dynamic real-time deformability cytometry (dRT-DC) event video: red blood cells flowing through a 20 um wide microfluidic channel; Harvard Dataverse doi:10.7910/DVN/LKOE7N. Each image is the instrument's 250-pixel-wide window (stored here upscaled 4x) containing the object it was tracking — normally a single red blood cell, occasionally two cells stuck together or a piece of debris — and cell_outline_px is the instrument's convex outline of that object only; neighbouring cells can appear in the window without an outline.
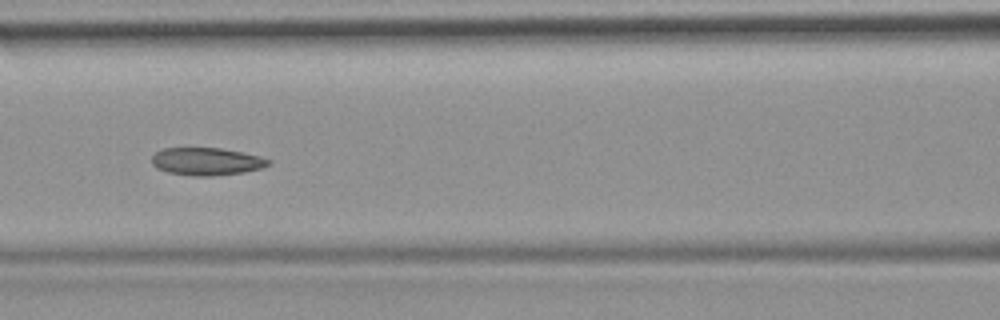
{"species": "common noctule bat (a hibernating species)", "species_latin": "Nyctalus noctula", "temperature_condition": "room temperature", "stored_images_in_passage": 41, "camera_frame_rate_fps": 3000, "um_per_image_px": 0.085, "animal": {"sex": "female", "body_mass_g": 19.9}, "frame": {"image": 1, "passage_image": 12, "time_ms": 3.667, "image_size_px": [1000, 320], "cell_outline_px": [[272, 164], [260, 168], [244, 172], [212, 176], [192, 176], [168, 172], [156, 168], [152, 164], [152, 156], [156, 152], [164, 148], [220, 148], [260, 156], [272, 160]], "centroid_in_image_um": [17.56, 13.73], "position_along_channel_um": 149.0, "area_um2": 18.79}, "authors_computed_cell_mechanics": {"area_um2": 19.7676, "velocity_mm_per_s": 3.8975, "shape_relaxation_time_tau1_ms": null, "shape_relaxation_time_tau2_ms": 2.3626, "deformation_change_tau1": null, "deformation_change_tau2": 0.0742}}